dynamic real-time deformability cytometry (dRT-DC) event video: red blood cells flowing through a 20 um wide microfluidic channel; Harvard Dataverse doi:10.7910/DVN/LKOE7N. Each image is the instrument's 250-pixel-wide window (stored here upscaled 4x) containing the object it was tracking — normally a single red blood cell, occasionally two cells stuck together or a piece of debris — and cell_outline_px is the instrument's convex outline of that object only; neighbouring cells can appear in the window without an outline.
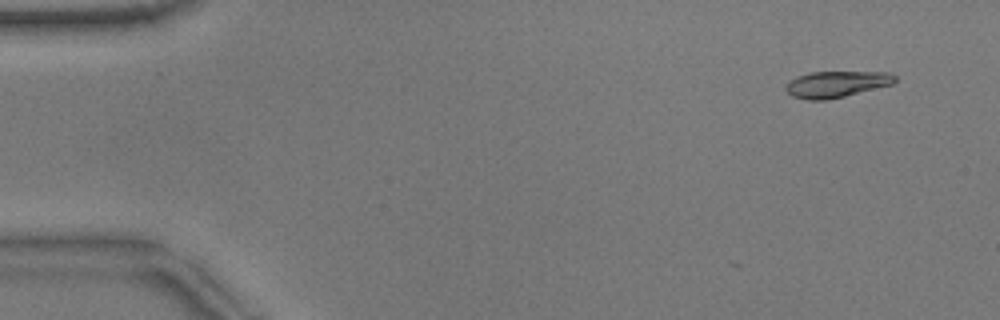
{"species": "common noctule bat (a hibernating species)", "species_latin": "Nyctalus noctula", "temperature_condition": "warm", "stored_images_in_passage": 7, "camera_frame_rate_fps": 3000, "um_per_image_px": 0.085, "animal": {"sex": "male", "body_mass_g": 17.9}, "frame": {"image": 1, "passage_image": 1, "time_ms": 0.0, "image_size_px": [1000, 320], "cell_outline_px": [[896, 80], [892, 84], [844, 96], [824, 100], [808, 100], [792, 96], [784, 88], [796, 76], [812, 72], [888, 72], [896, 76]], "centroid_in_image_um": [71.09, 7.15], "position_along_channel_um": 13.9, "area_um2": 16.47}}